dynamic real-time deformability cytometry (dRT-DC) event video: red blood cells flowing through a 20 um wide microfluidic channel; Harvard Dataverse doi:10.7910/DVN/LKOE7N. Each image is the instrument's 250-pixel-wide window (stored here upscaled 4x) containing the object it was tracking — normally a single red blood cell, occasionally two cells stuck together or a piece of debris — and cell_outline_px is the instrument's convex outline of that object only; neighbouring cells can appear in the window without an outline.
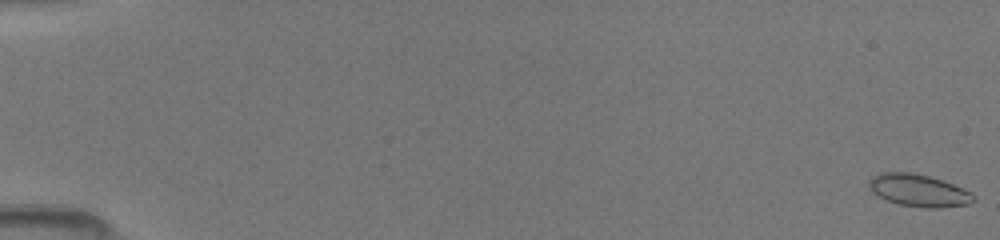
{"species": "common noctule bat (a hibernating species)", "species_latin": "Nyctalus noctula", "temperature_condition": "room temperature", "stored_images_in_passage": 51, "camera_frame_rate_fps": 3000, "um_per_image_px": 0.085, "animal": {"sex": "female", "body_mass_g": 19.5, "forearm_length_mm": 54.1}, "frame": {"image": 1, "passage_image": 1, "time_ms": 0.0, "image_size_px": [1000, 240], "cell_outline_px": [[976, 200], [968, 204], [936, 208], [928, 208], [900, 204], [888, 200], [872, 192], [868, 184], [868, 180], [872, 176], [880, 172], [912, 172], [928, 176], [952, 184], [968, 192]], "centroid_in_image_um": [78.02, 16.17], "position_along_channel_um": 7.0, "area_um2": 19.25}}
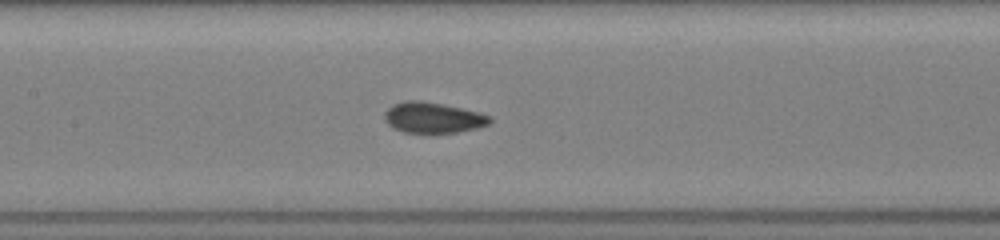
{"frame": {"image": 2, "passage_image": 21, "time_ms": 8.333, "image_size_px": [1000, 240], "cell_outline_px": [[492, 120], [488, 124], [476, 128], [456, 132], [404, 132], [392, 128], [384, 120], [384, 112], [392, 104], [404, 100], [420, 100], [444, 104], [480, 112], [488, 116]], "centroid_in_image_um": [36.75, 9.98], "position_along_channel_um": 170.6, "area_um2": 18.84}}
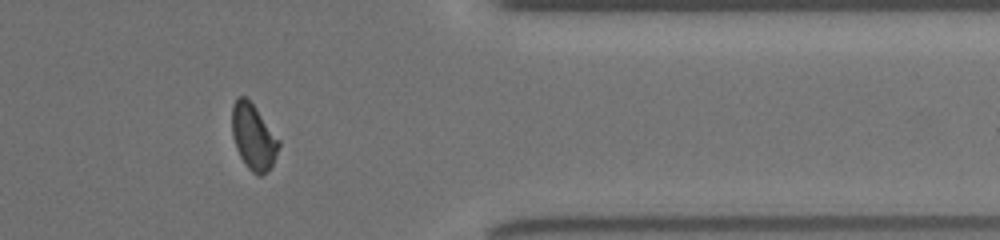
{"frame": {"image": 3, "passage_image": 45, "time_ms": 14.0, "image_size_px": [1000, 240], "cell_outline_px": [[280, 144], [276, 156], [272, 164], [260, 176], [252, 172], [244, 164], [236, 148], [232, 136], [232, 108], [236, 96], [244, 96], [256, 108], [280, 140]], "centroid_in_image_um": [21.52, 11.62], "position_along_channel_um": 389.9, "area_um2": 17.74}}